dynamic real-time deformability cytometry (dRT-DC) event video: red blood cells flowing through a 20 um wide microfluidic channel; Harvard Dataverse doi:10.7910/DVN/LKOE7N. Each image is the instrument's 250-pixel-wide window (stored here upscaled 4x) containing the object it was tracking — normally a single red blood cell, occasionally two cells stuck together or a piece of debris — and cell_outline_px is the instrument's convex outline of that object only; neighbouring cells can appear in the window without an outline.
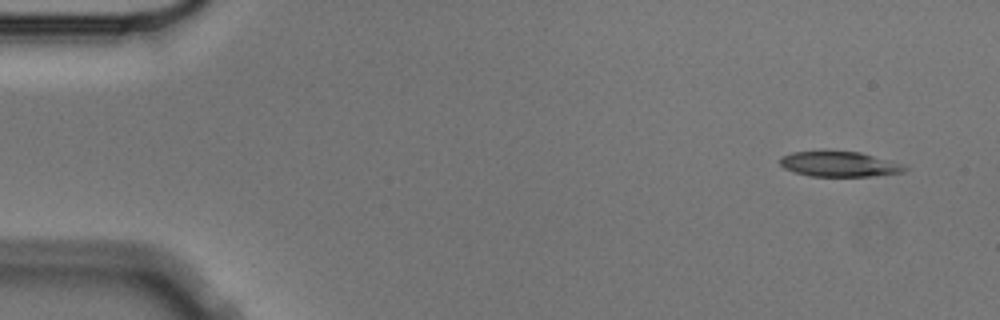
{"species": "Egyptian fruit bat (a non-hibernating species)", "species_latin": "Rousettus aegyptiacus", "temperature_condition": "cold", "stored_images_in_passage": 5, "camera_frame_rate_fps": 3000, "um_per_image_px": 0.085, "animal": {"sex": "male"}, "frame": {"image": 1, "passage_image": 1, "time_ms": 0.0, "image_size_px": [1000, 320], "cell_outline_px": [[908, 168], [904, 172], [872, 176], [808, 176], [784, 168], [780, 164], [780, 156], [792, 152], [860, 152], [908, 164]], "centroid_in_image_um": [71.42, 13.96], "position_along_channel_um": 13.6, "area_um2": 18.32}}
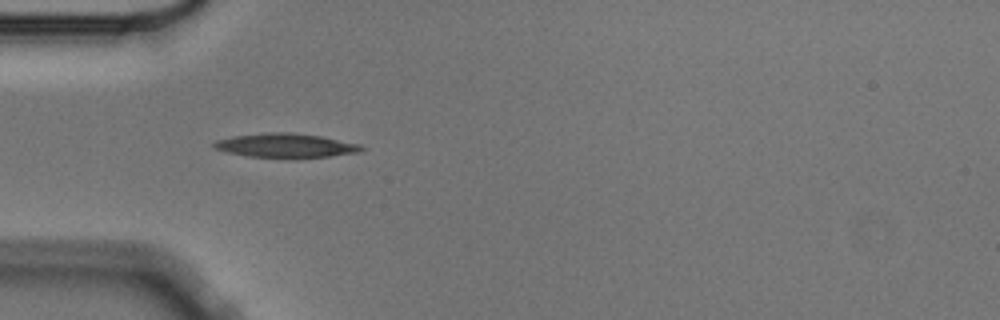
{"frame": {"image": 2, "passage_image": 4, "time_ms": 1.0, "image_size_px": [1000, 320], "cell_outline_px": [[364, 148], [356, 152], [328, 156], [296, 160], [292, 160], [248, 156], [228, 152], [212, 148], [212, 144], [216, 140], [232, 136], [268, 132], [288, 132], [320, 136], [360, 144]], "centroid_in_image_um": [24.23, 12.39], "position_along_channel_um": 60.8, "area_um2": 21.15}}
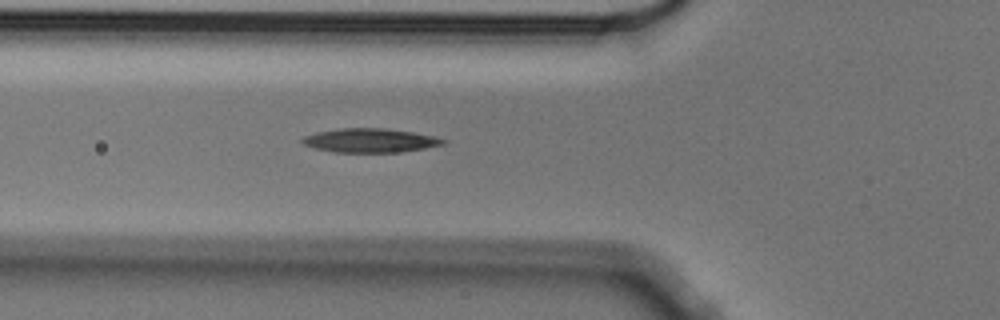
{"frame": {"image": 3, "passage_image": 5, "time_ms": 1.333, "image_size_px": [1000, 320], "cell_outline_px": [[448, 140], [444, 144], [424, 148], [396, 152], [332, 152], [316, 148], [304, 144], [300, 140], [304, 136], [316, 132], [340, 128], [384, 128], [412, 132], [436, 136]], "centroid_in_image_um": [31.46, 11.93], "position_along_channel_um": 94.3, "area_um2": 19.59}}